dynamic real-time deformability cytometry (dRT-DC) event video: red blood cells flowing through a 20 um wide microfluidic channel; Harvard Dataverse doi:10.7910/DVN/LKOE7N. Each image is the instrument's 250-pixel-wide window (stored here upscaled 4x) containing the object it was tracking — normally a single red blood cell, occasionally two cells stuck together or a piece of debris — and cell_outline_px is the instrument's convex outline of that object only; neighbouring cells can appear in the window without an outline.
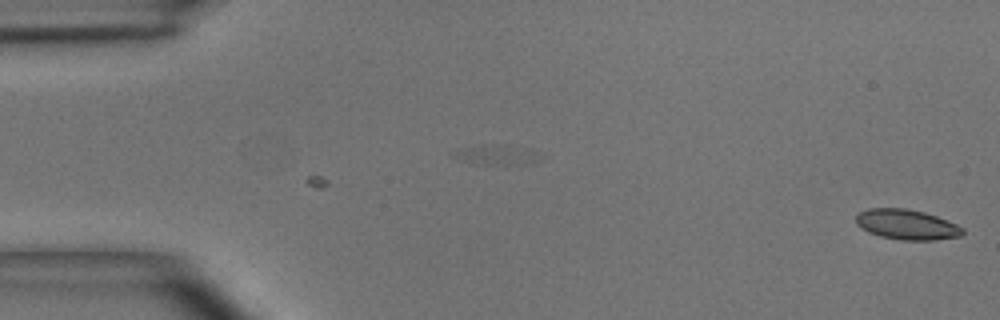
{"species": "common noctule bat (a hibernating species)", "species_latin": "Nyctalus noctula", "temperature_condition": "room temperature", "stored_images_in_passage": 6, "camera_frame_rate_fps": 3000, "um_per_image_px": 0.085, "animal": {"sex": "male", "body_mass_g": 15.6}, "frame": {"image": 1, "passage_image": 6, "time_ms": 1.667, "image_size_px": [1000, 320], "cell_outline_px": [[964, 232], [960, 236], [932, 240], [900, 240], [880, 236], [868, 232], [860, 228], [856, 224], [856, 216], [860, 212], [868, 208], [908, 208], [924, 212], [936, 216], [956, 224], [964, 228]], "centroid_in_image_um": [77.05, 19.08], "position_along_channel_um": 8.0, "area_um2": 18.79}}